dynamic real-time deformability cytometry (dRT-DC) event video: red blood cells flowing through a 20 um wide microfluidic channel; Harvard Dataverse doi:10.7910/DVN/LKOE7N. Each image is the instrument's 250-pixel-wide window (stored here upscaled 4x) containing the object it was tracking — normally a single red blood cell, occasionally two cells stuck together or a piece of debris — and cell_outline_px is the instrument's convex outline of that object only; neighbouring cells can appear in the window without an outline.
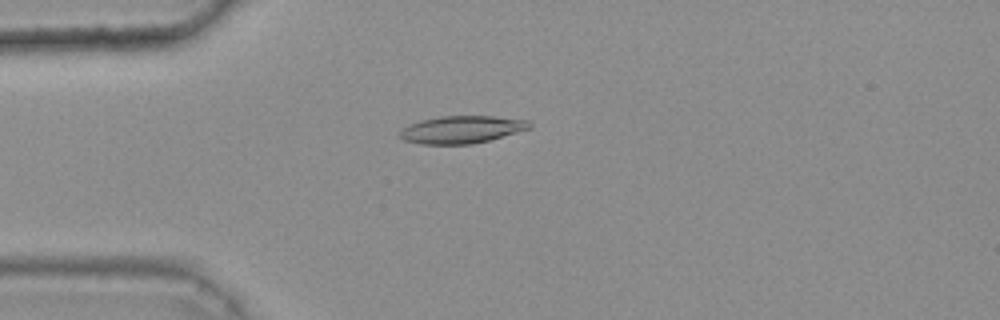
{"species": "common noctule bat (a hibernating species)", "species_latin": "Nyctalus noctula", "temperature_condition": "warm", "stored_images_in_passage": 48, "camera_frame_rate_fps": 3000, "um_per_image_px": 0.085, "animal": {"sex": "female", "body_mass_g": 25.1}, "frame": {"image": 1, "passage_image": 14, "time_ms": 4.333, "image_size_px": [1000, 320], "cell_outline_px": [[532, 128], [488, 140], [472, 144], [420, 144], [404, 140], [400, 136], [400, 132], [404, 128], [420, 120], [440, 116], [492, 116], [528, 120], [532, 124]], "centroid_in_image_um": [39.27, 11.01], "position_along_channel_um": 45.7, "area_um2": 20.58}}
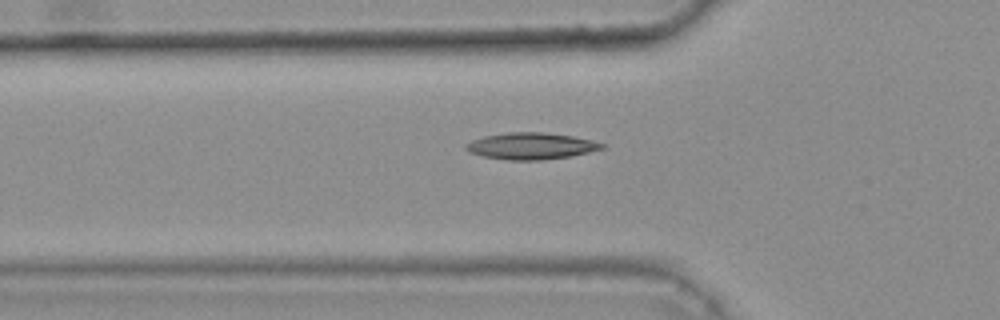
{"frame": {"image": 2, "passage_image": 18, "time_ms": 5.667, "image_size_px": [1000, 320], "cell_outline_px": [[608, 144], [604, 148], [572, 156], [544, 160], [508, 160], [484, 156], [468, 152], [464, 148], [464, 144], [472, 140], [484, 136], [508, 132], [544, 132], [572, 136], [592, 140]], "centroid_in_image_um": [45.15, 12.41], "position_along_channel_um": 80.7, "area_um2": 21.27}}
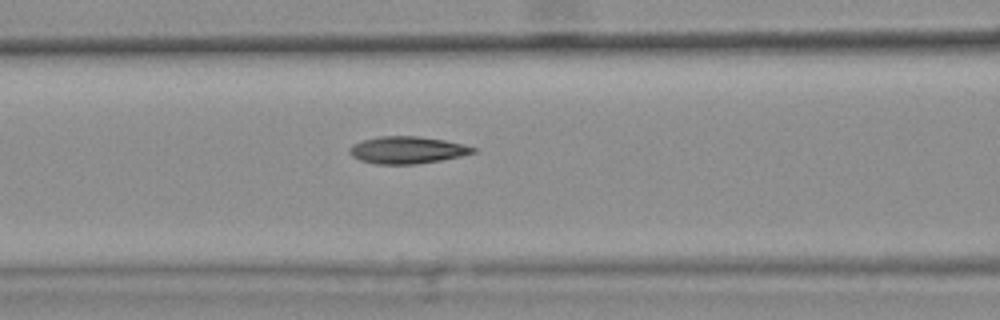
{"frame": {"image": 3, "passage_image": 22, "time_ms": 7.0, "image_size_px": [1000, 320], "cell_outline_px": [[476, 152], [460, 156], [440, 160], [416, 164], [376, 164], [360, 160], [352, 156], [348, 152], [348, 148], [352, 144], [364, 140], [380, 136], [420, 136], [444, 140], [464, 144], [476, 148]], "centroid_in_image_um": [34.59, 12.75], "position_along_channel_um": 132.0, "area_um2": 19.54}, "authors_computed_cell_mechanics": {"area_um2": 19.5364, "velocity_mm_per_s": 3.8075, "shape_relaxation_time_tau1_ms": null, "shape_relaxation_time_tau2_ms": 3.1113, "deformation_change_tau1": null, "deformation_change_tau2": 0.108}}